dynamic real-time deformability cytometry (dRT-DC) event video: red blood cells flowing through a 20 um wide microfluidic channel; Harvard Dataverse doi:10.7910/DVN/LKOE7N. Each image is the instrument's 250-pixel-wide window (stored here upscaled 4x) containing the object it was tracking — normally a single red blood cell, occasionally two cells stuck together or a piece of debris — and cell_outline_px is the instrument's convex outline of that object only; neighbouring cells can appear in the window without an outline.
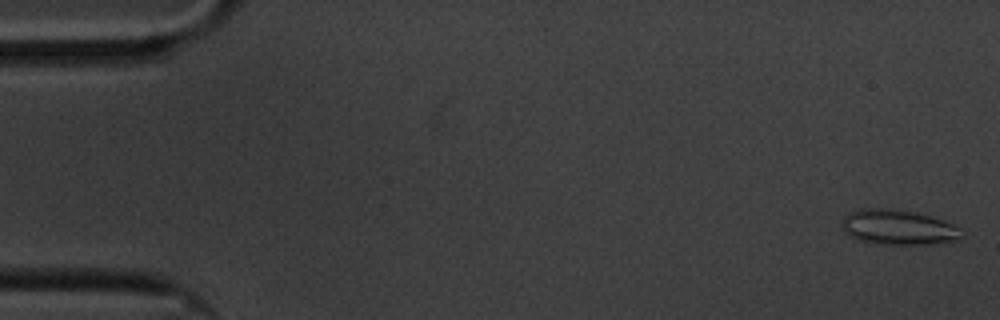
{"species": "common noctule bat (a hibernating species)", "species_latin": "Nyctalus noctula", "temperature_condition": "cold", "stored_images_in_passage": 59, "camera_frame_rate_fps": 3000, "um_per_image_px": 0.085, "animal": {"sex": "male", "body_mass_g": 20.1, "forearm_length_mm": 53.5}, "frame": {"image": 1, "passage_image": 1, "time_ms": 0.0, "image_size_px": [1000, 320], "cell_outline_px": [[964, 232], [956, 240], [932, 244], [876, 244], [860, 240], [844, 232], [840, 224], [844, 216], [848, 212], [860, 208], [892, 208], [916, 212], [932, 216], [952, 224], [960, 228]], "centroid_in_image_um": [76.31, 19.3], "position_along_channel_um": 8.7, "area_um2": 24.68}}
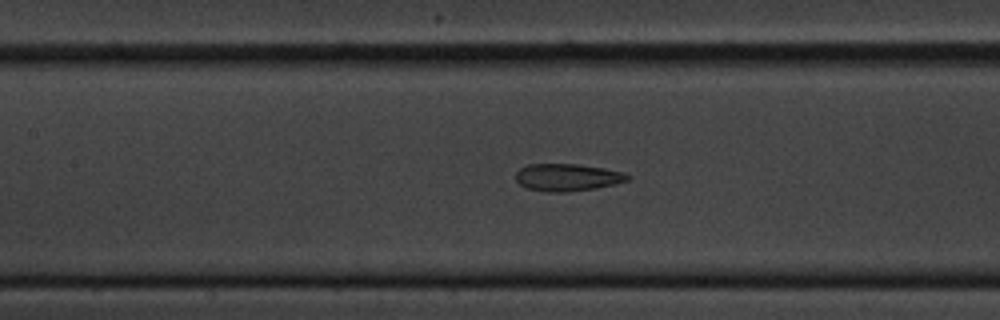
{"frame": {"image": 2, "passage_image": 26, "time_ms": 8.333, "image_size_px": [1000, 320], "cell_outline_px": [[632, 176], [628, 180], [596, 188], [564, 192], [544, 192], [528, 188], [520, 184], [516, 180], [516, 172], [520, 168], [528, 164], [576, 164], [604, 168], [624, 172]], "centroid_in_image_um": [48.22, 15.07], "position_along_channel_um": 159.2, "area_um2": 17.74}}
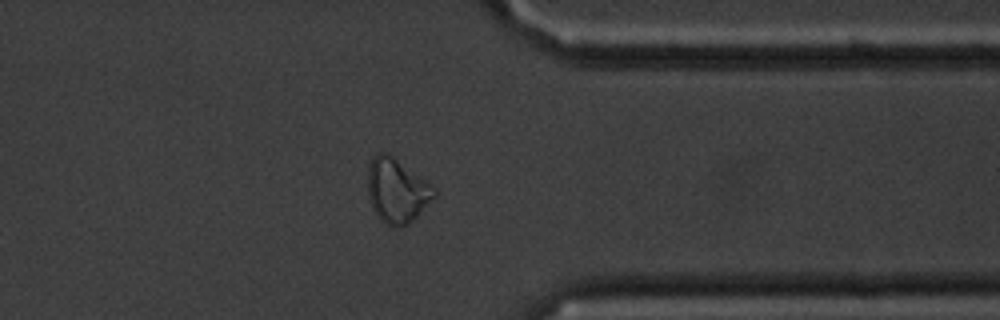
{"frame": {"image": 3, "passage_image": 46, "time_ms": 15.0, "image_size_px": [1000, 320], "cell_outline_px": [[436, 196], [408, 224], [400, 228], [392, 228], [384, 224], [380, 220], [372, 208], [368, 196], [368, 168], [372, 156], [376, 152], [384, 152], [392, 156], [436, 188]], "centroid_in_image_um": [33.7, 16.23], "position_along_channel_um": 377.7, "area_um2": 24.91}, "authors_computed_cell_mechanics": {"area_um2": 20.9236, "velocity_mm_per_s": 3.3795, "shape_relaxation_time_tau1_ms": null, "shape_relaxation_time_tau2_ms": 2.4525, "deformation_change_tau1": null, "deformation_change_tau2": 0.104}}